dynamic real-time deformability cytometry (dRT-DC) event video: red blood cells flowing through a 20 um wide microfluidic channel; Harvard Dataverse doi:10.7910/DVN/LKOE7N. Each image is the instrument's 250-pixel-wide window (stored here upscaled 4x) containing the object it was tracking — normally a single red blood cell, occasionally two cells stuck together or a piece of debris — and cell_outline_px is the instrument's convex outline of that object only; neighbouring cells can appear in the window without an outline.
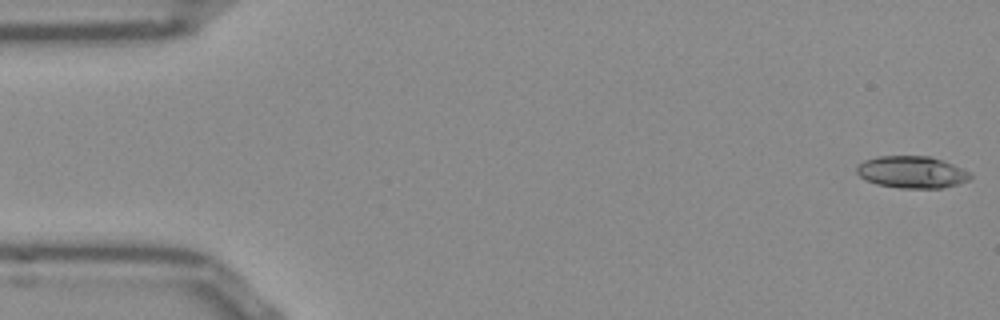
{"species": "Egyptian fruit bat (a non-hibernating species)", "species_latin": "Rousettus aegyptiacus", "temperature_condition": "room temperature", "stored_images_in_passage": 11, "camera_frame_rate_fps": 3000, "um_per_image_px": 0.085, "frame": {"image": 1, "passage_image": 1, "time_ms": 0.0, "image_size_px": [1000, 320], "cell_outline_px": [[972, 176], [968, 180], [956, 184], [940, 188], [900, 188], [876, 184], [860, 176], [856, 172], [856, 168], [864, 160], [876, 156], [928, 156], [944, 160], [968, 172]], "centroid_in_image_um": [77.48, 14.62], "position_along_channel_um": 7.5, "area_um2": 20.98}}